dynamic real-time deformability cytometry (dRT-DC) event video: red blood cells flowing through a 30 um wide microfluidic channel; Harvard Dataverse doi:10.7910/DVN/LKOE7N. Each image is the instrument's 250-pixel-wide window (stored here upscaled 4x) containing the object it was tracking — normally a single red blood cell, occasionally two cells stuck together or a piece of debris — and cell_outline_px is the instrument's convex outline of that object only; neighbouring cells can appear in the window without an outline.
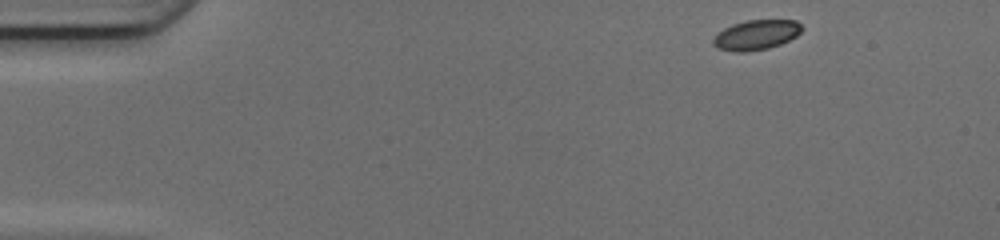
{"species": "common noctule bat (a hibernating species)", "species_latin": "Nyctalus noctula", "temperature_condition": "cold", "stored_images_in_passage": 45, "camera_frame_rate_fps": 3000, "um_per_image_px": 0.085, "animal": {"sex": "female", "body_mass_g": 17.0, "forearm_length_mm": 48.0}, "frame": {"image": 1, "passage_image": 1, "time_ms": 0.0, "image_size_px": [1000, 240], "cell_outline_px": [[804, 28], [796, 36], [780, 44], [768, 48], [744, 52], [736, 52], [716, 48], [712, 44], [712, 40], [724, 28], [732, 24], [744, 20], [796, 20]], "centroid_in_image_um": [64.27, 2.96], "position_along_channel_um": 20.7, "area_um2": 15.43}}
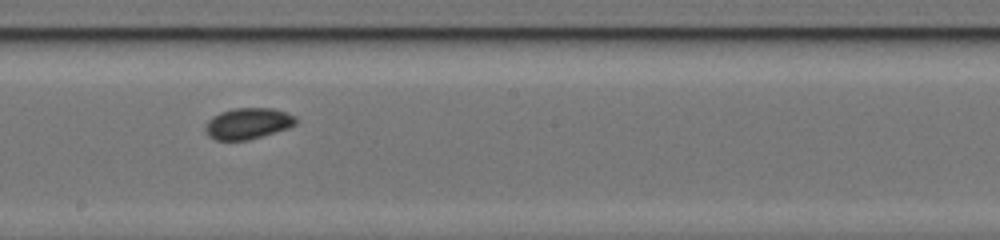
{"frame": {"image": 2, "passage_image": 23, "time_ms": 7.333, "image_size_px": [1000, 240], "cell_outline_px": [[296, 124], [288, 128], [248, 140], [216, 140], [208, 136], [204, 132], [204, 128], [208, 120], [212, 116], [220, 112], [232, 108], [272, 108], [288, 112], [296, 116]], "centroid_in_image_um": [21.05, 10.49], "position_along_channel_um": 227.1, "area_um2": 16.59}}
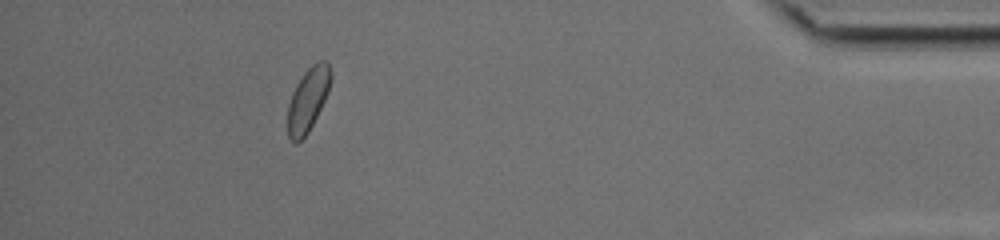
{"frame": {"image": 3, "passage_image": 40, "time_ms": 13.0, "image_size_px": [1000, 240], "cell_outline_px": [[332, 76], [328, 92], [308, 132], [296, 144], [288, 136], [288, 104], [292, 92], [296, 84], [304, 72], [316, 60], [328, 60], [332, 72]], "centroid_in_image_um": [26.19, 8.39], "position_along_channel_um": 409.0, "area_um2": 15.95}, "authors_computed_cell_mechanics": {"area_um2": 16.0684, "velocity_mm_per_s": 4.1746, "shape_relaxation_time_tau1_ms": 3.4976, "shape_relaxation_time_tau2_ms": null, "deformation_change_tau1": 0.0791, "deformation_change_tau2": null}}